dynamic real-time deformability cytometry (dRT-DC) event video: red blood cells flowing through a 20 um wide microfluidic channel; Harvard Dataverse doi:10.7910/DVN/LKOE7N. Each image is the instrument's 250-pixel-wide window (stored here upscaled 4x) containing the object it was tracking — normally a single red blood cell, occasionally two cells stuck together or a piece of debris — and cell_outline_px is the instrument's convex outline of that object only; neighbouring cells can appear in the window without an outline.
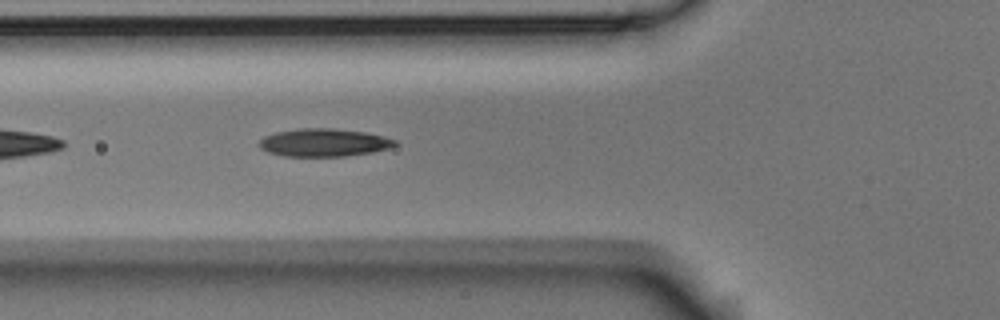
{"species": "Egyptian fruit bat (a non-hibernating species)", "species_latin": "Rousettus aegyptiacus", "temperature_condition": "room temperature", "stored_images_in_passage": 8, "camera_frame_rate_fps": 3000, "um_per_image_px": 0.085, "animal": {"sex": "male"}, "frame": {"image": 1, "passage_image": 5, "time_ms": 1.333, "image_size_px": [1000, 320], "cell_outline_px": [[400, 144], [388, 148], [372, 152], [344, 156], [284, 156], [268, 152], [260, 148], [256, 144], [264, 136], [276, 132], [300, 128], [332, 128], [364, 132], [384, 136], [396, 140]], "centroid_in_image_um": [27.52, 12.11], "position_along_channel_um": 98.3, "area_um2": 22.14}}